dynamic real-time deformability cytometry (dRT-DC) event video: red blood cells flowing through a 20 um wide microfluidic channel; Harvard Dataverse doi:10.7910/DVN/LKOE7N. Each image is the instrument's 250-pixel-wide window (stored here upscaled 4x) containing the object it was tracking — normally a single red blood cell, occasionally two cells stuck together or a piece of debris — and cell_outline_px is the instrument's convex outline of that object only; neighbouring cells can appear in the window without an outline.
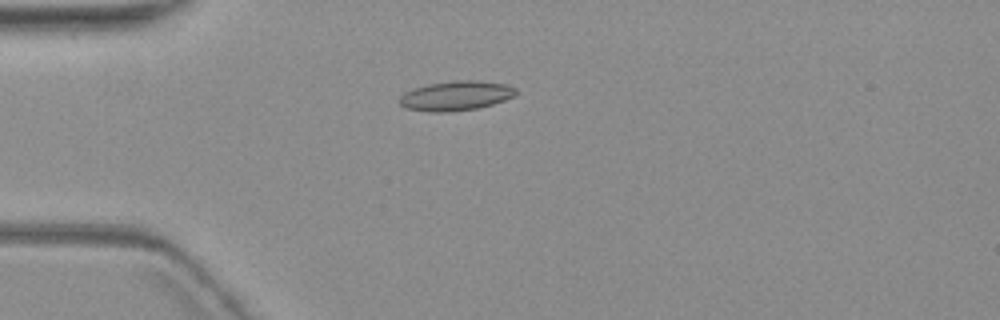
{"species": "common noctule bat (a hibernating species)", "species_latin": "Nyctalus noctula", "temperature_condition": "warm", "stored_images_in_passage": 6, "camera_frame_rate_fps": 3000, "um_per_image_px": 0.085, "animal": {"sex": "female", "body_mass_g": 19.3, "forearm_length_mm": 54.1}, "frame": {"image": 1, "passage_image": 2, "time_ms": 1.333, "image_size_px": [1000, 320], "cell_outline_px": [[516, 92], [512, 96], [504, 100], [492, 104], [476, 108], [448, 112], [428, 112], [408, 108], [400, 104], [400, 96], [404, 92], [428, 84], [460, 80], [476, 80], [508, 84], [516, 88]], "centroid_in_image_um": [38.76, 8.13], "position_along_channel_um": 46.2, "area_um2": 19.83}}
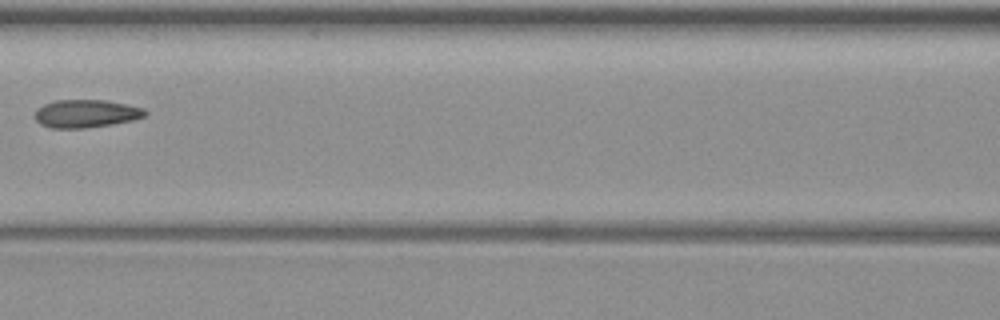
{"frame": {"image": 2, "passage_image": 5, "time_ms": 5.0, "image_size_px": [1000, 320], "cell_outline_px": [[148, 112], [144, 116], [132, 120], [112, 124], [84, 128], [48, 128], [40, 124], [36, 120], [36, 108], [44, 104], [56, 100], [104, 100], [144, 108]], "centroid_in_image_um": [7.28, 9.66], "position_along_channel_um": 159.3, "area_um2": 17.86}}
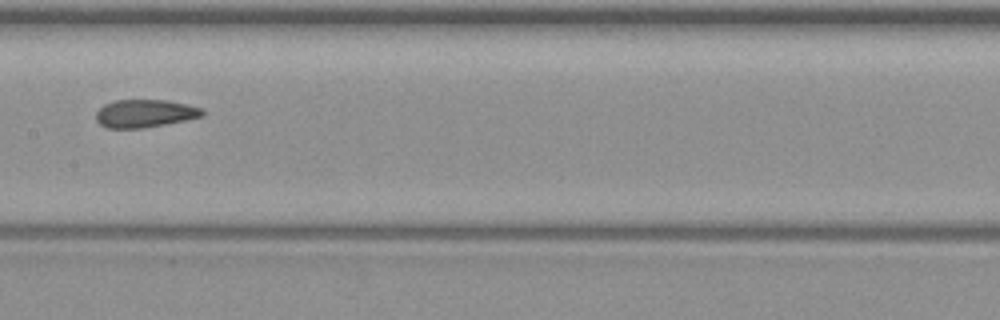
{"frame": {"image": 3, "passage_image": 6, "time_ms": 6.0, "image_size_px": [1000, 320], "cell_outline_px": [[204, 116], [144, 128], [108, 128], [100, 124], [96, 120], [96, 112], [104, 104], [116, 100], [168, 100], [188, 104], [204, 108]], "centroid_in_image_um": [12.33, 9.63], "position_along_channel_um": 195.1, "area_um2": 17.34}}